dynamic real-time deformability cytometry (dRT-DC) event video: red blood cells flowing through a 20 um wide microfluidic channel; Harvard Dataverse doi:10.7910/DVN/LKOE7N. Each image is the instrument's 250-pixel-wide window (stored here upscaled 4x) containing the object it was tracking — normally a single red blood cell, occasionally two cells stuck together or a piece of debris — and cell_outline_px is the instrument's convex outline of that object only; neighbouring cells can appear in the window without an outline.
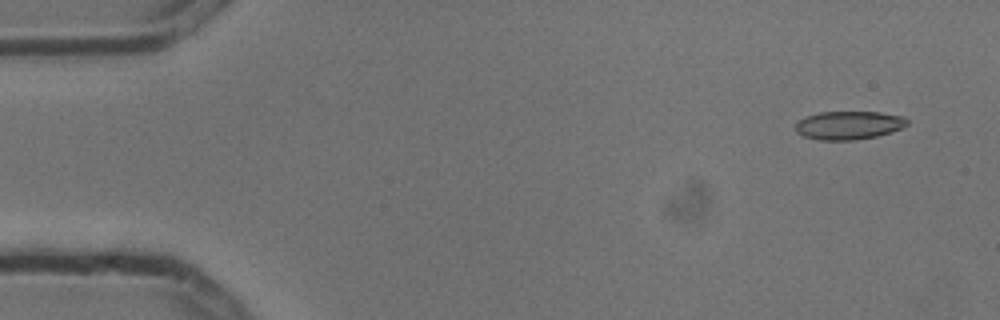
{"species": "common noctule bat (a hibernating species)", "species_latin": "Nyctalus noctula", "temperature_condition": "cold", "stored_images_in_passage": 4, "camera_frame_rate_fps": 3000, "um_per_image_px": 0.085, "animal": {"sex": "male", "body_mass_g": 13.3}, "frame": {"image": 1, "passage_image": 1, "time_ms": 0.0, "image_size_px": [1000, 320], "cell_outline_px": [[908, 124], [892, 132], [876, 136], [856, 140], [820, 140], [804, 136], [796, 132], [796, 124], [800, 120], [808, 116], [820, 112], [880, 112], [904, 116], [908, 120]], "centroid_in_image_um": [72.18, 10.65], "position_along_channel_um": 12.8, "area_um2": 18.38}}
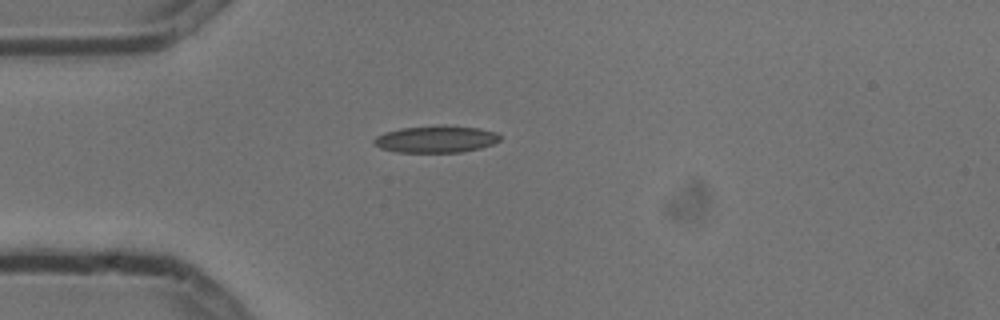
{"frame": {"image": 2, "passage_image": 4, "time_ms": 1.0, "image_size_px": [1000, 320], "cell_outline_px": [[500, 140], [492, 144], [480, 148], [460, 152], [396, 152], [380, 148], [372, 144], [372, 140], [376, 136], [384, 132], [400, 128], [480, 128], [496, 132], [500, 136]], "centroid_in_image_um": [37.0, 11.87], "position_along_channel_um": 48.0, "area_um2": 18.96}}